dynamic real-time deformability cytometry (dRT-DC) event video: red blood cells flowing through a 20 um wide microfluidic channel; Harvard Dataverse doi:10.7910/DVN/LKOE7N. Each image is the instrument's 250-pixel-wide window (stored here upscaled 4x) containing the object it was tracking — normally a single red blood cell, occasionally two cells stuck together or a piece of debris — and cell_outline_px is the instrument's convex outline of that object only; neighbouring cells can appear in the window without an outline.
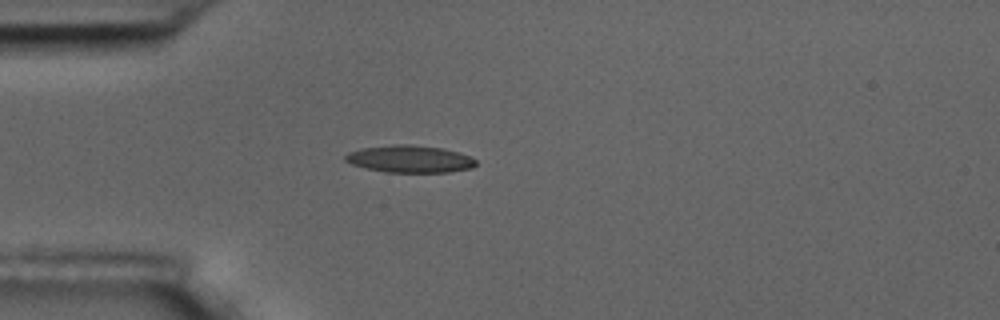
{"species": "common noctule bat (a hibernating species)", "species_latin": "Nyctalus noctula", "temperature_condition": "room temperature", "stored_images_in_passage": 42, "camera_frame_rate_fps": 3000, "um_per_image_px": 0.085, "animal": {"sex": "male", "body_mass_g": 17.5, "forearm_length_mm": 52.3}, "frame": {"image": 1, "passage_image": 1, "time_ms": 0.0, "image_size_px": [1000, 320], "cell_outline_px": [[476, 164], [472, 168], [448, 172], [384, 172], [352, 164], [344, 160], [344, 156], [348, 152], [360, 148], [392, 144], [408, 144], [444, 148], [468, 156], [476, 160]], "centroid_in_image_um": [34.8, 13.5], "position_along_channel_um": 50.2, "area_um2": 20.69}}
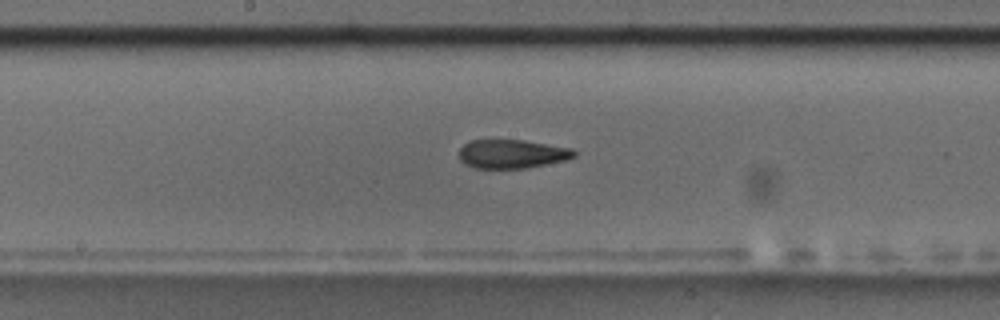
{"frame": {"image": 2, "passage_image": 15, "time_ms": 4.667, "image_size_px": [1000, 320], "cell_outline_px": [[576, 156], [568, 160], [524, 168], [476, 168], [464, 164], [460, 160], [460, 148], [464, 144], [472, 140], [524, 140], [572, 148], [576, 152]], "centroid_in_image_um": [43.54, 13.08], "position_along_channel_um": 204.7, "area_um2": 19.31}}
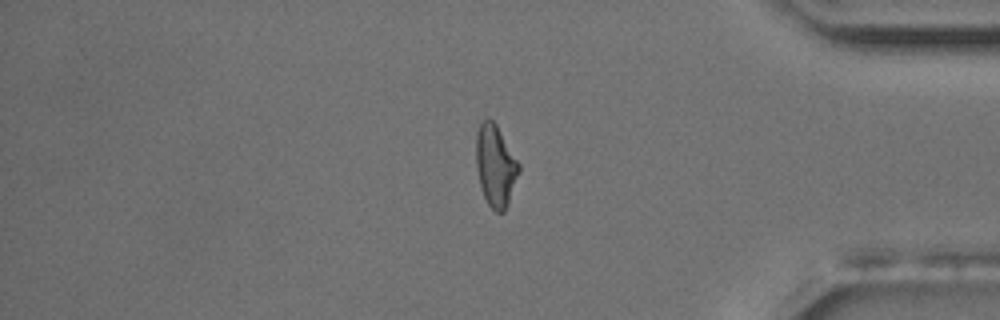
{"frame": {"image": 3, "passage_image": 33, "time_ms": 10.667, "image_size_px": [1000, 320], "cell_outline_px": [[520, 172], [504, 212], [496, 212], [488, 204], [484, 196], [480, 184], [476, 164], [476, 132], [480, 124], [488, 116], [496, 124], [520, 164]], "centroid_in_image_um": [42.12, 14.06], "position_along_channel_um": 393.1, "area_um2": 20.23}, "authors_computed_cell_mechanics": {"area_um2": 20.2011, "velocity_mm_per_s": 3.5606, "shape_relaxation_time_tau1_ms": null, "shape_relaxation_time_tau2_ms": 2.2855, "deformation_change_tau1": null, "deformation_change_tau2": 0.1081}}